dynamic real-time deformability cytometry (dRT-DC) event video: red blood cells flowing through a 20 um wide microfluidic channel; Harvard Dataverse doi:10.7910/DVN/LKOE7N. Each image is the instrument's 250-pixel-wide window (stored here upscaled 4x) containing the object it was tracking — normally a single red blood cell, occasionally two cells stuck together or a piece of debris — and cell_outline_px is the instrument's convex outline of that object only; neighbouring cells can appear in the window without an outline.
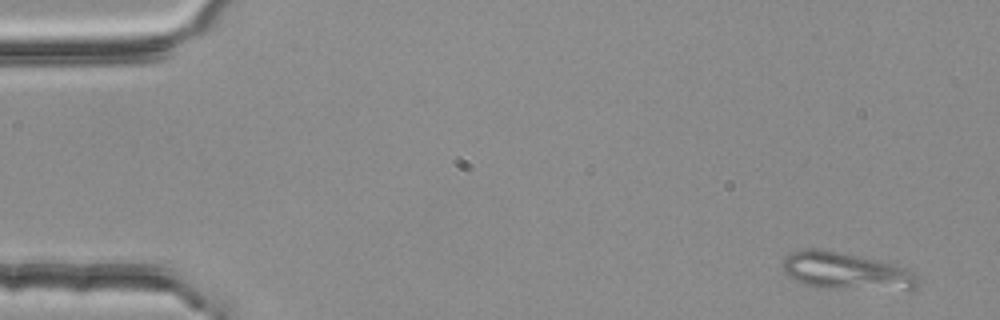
{"species": "common noctule bat (a hibernating species)", "species_latin": "Nyctalus noctula", "temperature_condition": "room temperature", "stored_images_in_passage": 4, "camera_frame_rate_fps": 3000, "um_per_image_px": 0.085, "animal": {"sex": "female", "body_mass_g": 25.1}, "frame": {"image": 1, "passage_image": 1, "time_ms": 0.0, "image_size_px": [1000, 320], "cell_outline_px": [[920, 280], [916, 288], [908, 292], [824, 288], [804, 284], [788, 276], [784, 272], [784, 256], [792, 252], [804, 248], [820, 248], [880, 260], [896, 264], [912, 272]], "centroid_in_image_um": [72.0, 23.08], "position_along_channel_um": 13.0, "area_um2": 30.23}}